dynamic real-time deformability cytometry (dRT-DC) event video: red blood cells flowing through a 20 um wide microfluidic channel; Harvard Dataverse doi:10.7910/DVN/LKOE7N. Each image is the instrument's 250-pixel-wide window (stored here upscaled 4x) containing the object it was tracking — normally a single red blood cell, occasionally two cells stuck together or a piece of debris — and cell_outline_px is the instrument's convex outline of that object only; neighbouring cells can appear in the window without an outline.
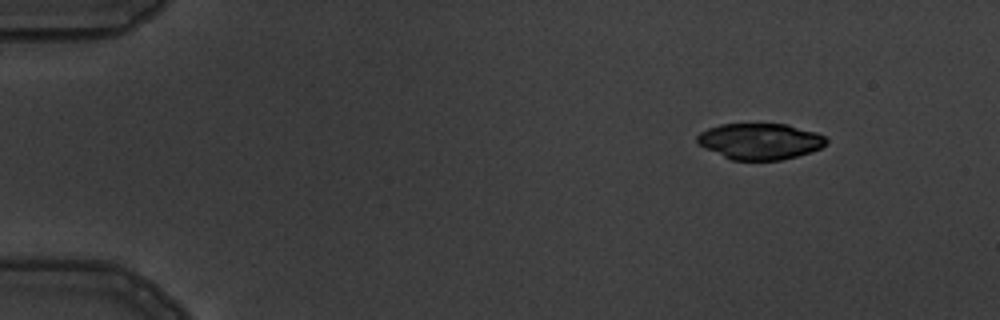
{"species": "common noctule bat (a hibernating species)", "species_latin": "Nyctalus noctula", "temperature_condition": "warm", "stored_images_in_passage": 3, "camera_frame_rate_fps": 3000, "um_per_image_px": 0.085, "animal": {"sex": "male", "body_mass_g": 19.5, "forearm_length_mm": 54.6}, "frame": {"image": 1, "passage_image": 1, "time_ms": 0.0, "image_size_px": [1000, 320], "cell_outline_px": [[828, 144], [812, 152], [780, 160], [732, 160], [704, 148], [696, 140], [696, 136], [700, 132], [708, 128], [720, 124], [788, 124], [816, 132], [824, 136], [828, 140]], "centroid_in_image_um": [64.62, 12.01], "position_along_channel_um": 20.4, "area_um2": 27.28}}